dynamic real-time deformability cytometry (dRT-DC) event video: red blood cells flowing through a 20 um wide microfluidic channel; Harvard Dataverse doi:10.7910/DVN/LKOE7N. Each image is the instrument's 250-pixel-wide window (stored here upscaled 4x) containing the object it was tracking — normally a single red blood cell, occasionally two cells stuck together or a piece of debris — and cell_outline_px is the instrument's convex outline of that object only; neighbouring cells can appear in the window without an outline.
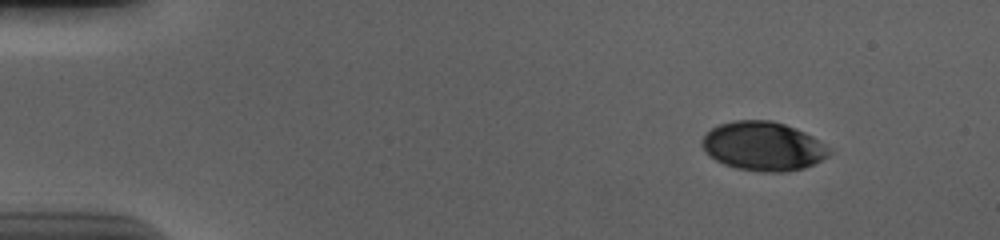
{"species": "human", "species_latin": "Homo sapiens", "temperature_condition": "cold", "stored_images_in_passage": 51, "camera_frame_rate_fps": 3000, "um_per_image_px": 0.085, "donor": {"sex": "male"}, "frame": {"image": 1, "passage_image": 1, "time_ms": 0.0, "image_size_px": [1000, 240], "cell_outline_px": [[832, 152], [828, 156], [804, 168], [784, 172], [764, 172], [736, 168], [724, 164], [716, 160], [700, 144], [704, 136], [712, 128], [720, 124], [732, 120], [772, 120], [796, 128], [812, 136], [832, 148]], "centroid_in_image_um": [64.9, 12.42], "position_along_channel_um": 20.1, "area_um2": 36.18}}
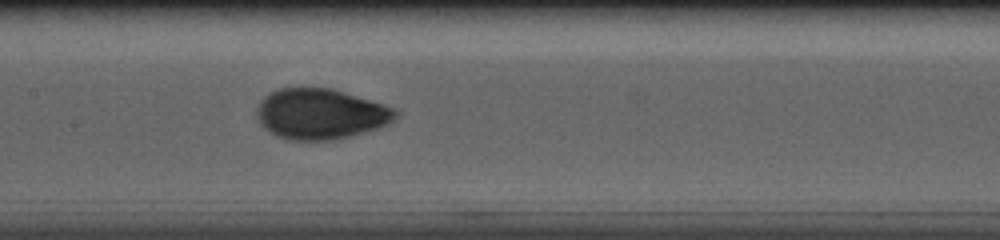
{"frame": {"image": 2, "passage_image": 23, "time_ms": 7.333, "image_size_px": [1000, 240], "cell_outline_px": [[400, 116], [388, 124], [352, 136], [332, 140], [288, 140], [276, 136], [268, 132], [260, 124], [256, 116], [256, 108], [260, 100], [268, 92], [280, 88], [328, 88], [344, 92], [384, 104], [396, 108], [400, 112]], "centroid_in_image_um": [27.23, 9.69], "position_along_channel_um": 180.2, "area_um2": 41.27}}
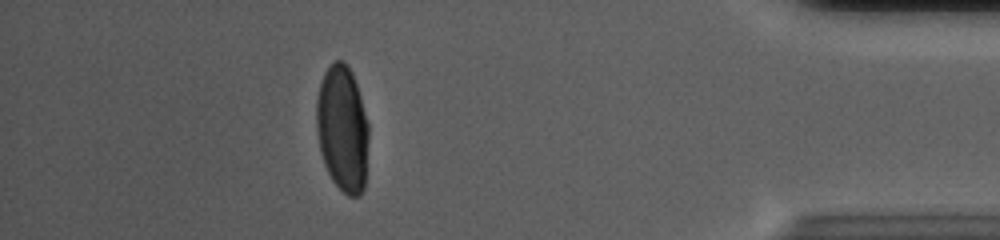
{"frame": {"image": 3, "passage_image": 45, "time_ms": 14.667, "image_size_px": [1000, 240], "cell_outline_px": [[368, 140], [364, 188], [360, 196], [348, 196], [332, 180], [324, 164], [320, 152], [316, 128], [316, 100], [320, 84], [324, 72], [336, 60], [344, 60], [348, 64], [352, 72], [360, 96], [368, 124]], "centroid_in_image_um": [29.1, 10.93], "position_along_channel_um": 406.1, "area_um2": 38.49}, "authors_computed_cell_mechanics": {"area_um2": 39.593, "velocity_mm_per_s": 3.678, "shape_relaxation_time_tau1_ms": 3.6827, "shape_relaxation_time_tau2_ms": null, "deformation_change_tau1": 0.1691, "deformation_change_tau2": null}}